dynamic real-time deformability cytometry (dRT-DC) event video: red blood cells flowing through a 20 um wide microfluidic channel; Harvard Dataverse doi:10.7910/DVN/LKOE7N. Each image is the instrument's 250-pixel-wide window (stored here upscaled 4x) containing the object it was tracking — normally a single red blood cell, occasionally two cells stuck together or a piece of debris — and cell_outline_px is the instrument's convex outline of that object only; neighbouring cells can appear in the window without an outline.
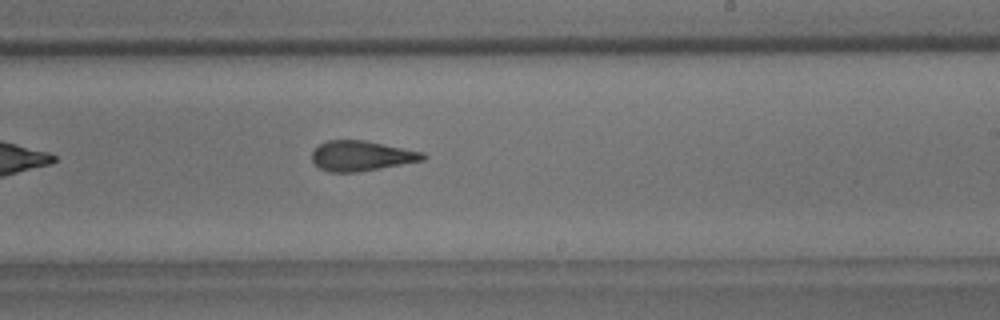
{"species": "common noctule bat (a hibernating species)", "species_latin": "Nyctalus noctula", "temperature_condition": "room temperature", "stored_images_in_passage": 37, "camera_frame_rate_fps": 3000, "um_per_image_px": 0.085, "animal": {"sex": "male", "body_mass_g": 18.8}, "frame": {"image": 1, "passage_image": 16, "time_ms": 5.0, "image_size_px": [1000, 320], "cell_outline_px": [[428, 156], [424, 160], [380, 168], [356, 172], [328, 172], [312, 164], [312, 152], [320, 144], [328, 140], [364, 140], [424, 152]], "centroid_in_image_um": [30.71, 13.25], "position_along_channel_um": 258.3, "area_um2": 19.48}}